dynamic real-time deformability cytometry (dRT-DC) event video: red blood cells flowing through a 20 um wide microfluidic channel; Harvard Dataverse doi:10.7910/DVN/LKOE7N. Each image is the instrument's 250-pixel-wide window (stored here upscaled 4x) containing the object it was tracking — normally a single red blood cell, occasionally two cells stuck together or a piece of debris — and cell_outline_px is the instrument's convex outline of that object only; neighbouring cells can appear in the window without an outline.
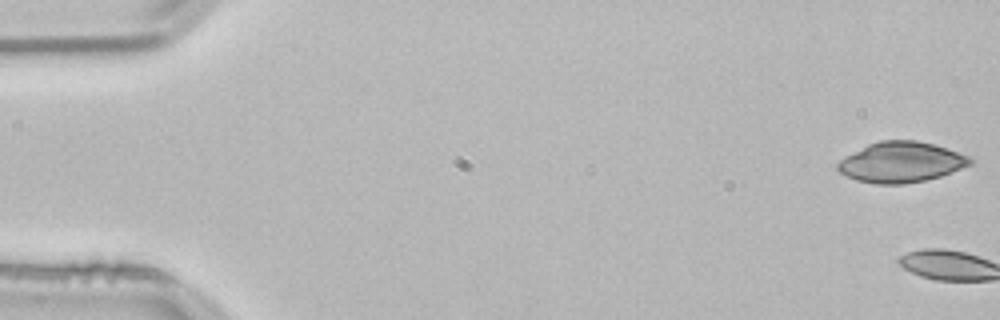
{"species": "common noctule bat (a hibernating species)", "species_latin": "Nyctalus noctula", "temperature_condition": "room temperature", "stored_images_in_passage": 3, "camera_frame_rate_fps": 3000, "um_per_image_px": 0.085, "animal": {"sex": "male", "body_mass_g": 21.5, "forearm_length_mm": 52.0}, "frame": {"image": 1, "passage_image": 1, "time_ms": 0.0, "image_size_px": [1000, 320], "cell_outline_px": [[976, 160], [972, 164], [940, 176], [924, 180], [904, 184], [876, 184], [856, 180], [840, 172], [836, 168], [836, 164], [840, 160], [868, 144], [880, 140], [916, 140], [932, 144], [968, 156]], "centroid_in_image_um": [76.59, 13.79], "position_along_channel_um": 8.4, "area_um2": 30.92}}